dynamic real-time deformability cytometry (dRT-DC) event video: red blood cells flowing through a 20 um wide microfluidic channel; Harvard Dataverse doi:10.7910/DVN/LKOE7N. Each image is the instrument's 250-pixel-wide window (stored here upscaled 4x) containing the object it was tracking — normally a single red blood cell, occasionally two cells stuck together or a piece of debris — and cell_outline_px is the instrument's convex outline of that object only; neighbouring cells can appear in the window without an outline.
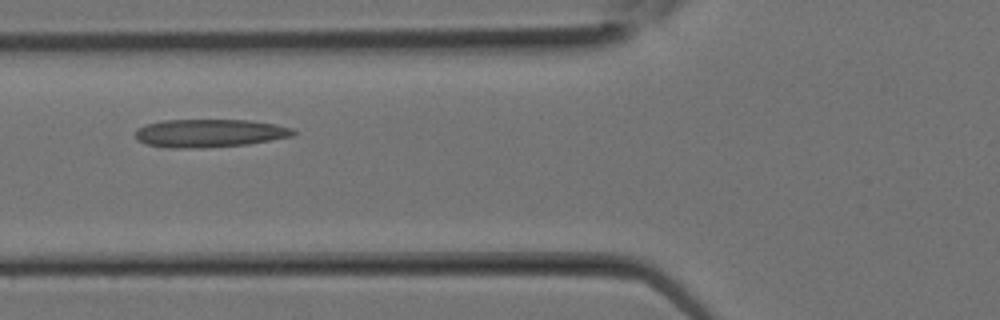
{"species": "Egyptian fruit bat (a non-hibernating species)", "species_latin": "Rousettus aegyptiacus", "temperature_condition": "room temperature", "stored_images_in_passage": 14, "camera_frame_rate_fps": 3000, "um_per_image_px": 0.085, "animal": {"sex": "female"}, "frame": {"image": 1, "passage_image": 8, "time_ms": 2.333, "image_size_px": [1000, 320], "cell_outline_px": [[296, 132], [292, 136], [248, 144], [200, 148], [168, 148], [144, 144], [136, 140], [136, 128], [148, 124], [164, 120], [248, 120], [276, 124], [292, 128]], "centroid_in_image_um": [17.78, 11.32], "position_along_channel_um": 108.0, "area_um2": 25.89}}
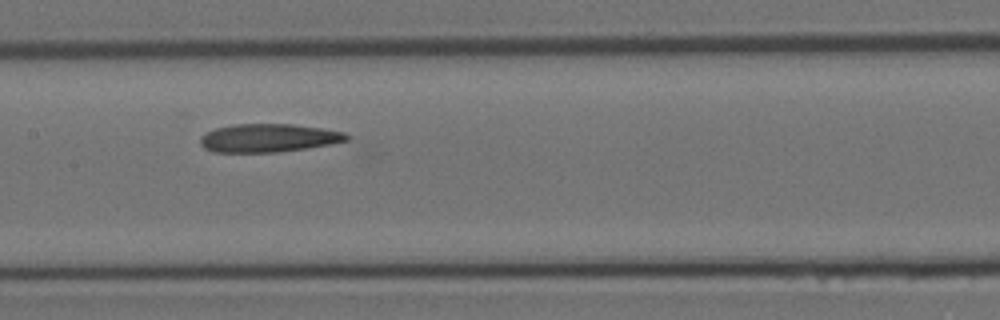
{"frame": {"image": 2, "passage_image": 11, "time_ms": 3.333, "image_size_px": [1000, 320], "cell_outline_px": [[352, 136], [348, 140], [328, 144], [280, 152], [212, 152], [204, 148], [200, 144], [200, 136], [216, 128], [236, 124], [292, 124], [320, 128], [344, 132]], "centroid_in_image_um": [22.8, 11.73], "position_along_channel_um": 184.6, "area_um2": 23.99}}
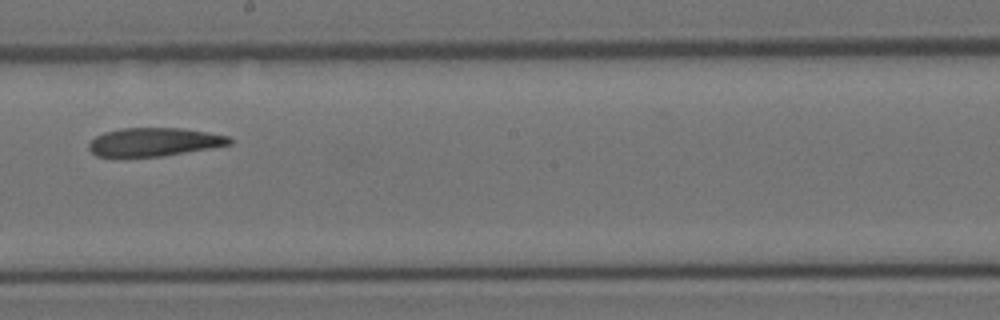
{"frame": {"image": 3, "passage_image": 13, "time_ms": 4.0, "image_size_px": [1000, 320], "cell_outline_px": [[232, 144], [164, 156], [112, 160], [96, 156], [88, 148], [88, 144], [96, 136], [104, 132], [120, 128], [184, 128], [228, 136], [232, 140]], "centroid_in_image_um": [12.99, 12.11], "position_along_channel_um": 235.2, "area_um2": 24.1}}